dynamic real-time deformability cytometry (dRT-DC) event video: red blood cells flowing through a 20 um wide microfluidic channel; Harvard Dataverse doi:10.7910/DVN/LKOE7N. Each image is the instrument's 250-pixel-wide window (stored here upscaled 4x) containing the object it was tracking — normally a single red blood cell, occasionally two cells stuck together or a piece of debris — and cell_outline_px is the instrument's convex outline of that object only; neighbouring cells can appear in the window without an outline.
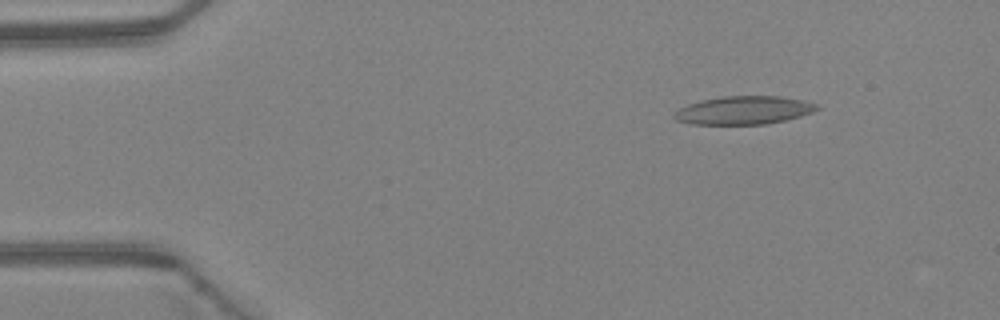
{"species": "Egyptian fruit bat (a non-hibernating species)", "species_latin": "Rousettus aegyptiacus", "temperature_condition": "warm", "stored_images_in_passage": 4, "camera_frame_rate_fps": 3000, "um_per_image_px": 0.085, "animal": {"sex": "female"}, "frame": {"image": 1, "passage_image": 2, "time_ms": 0.333, "image_size_px": [1000, 320], "cell_outline_px": [[820, 108], [812, 112], [800, 116], [784, 120], [764, 124], [692, 124], [676, 120], [672, 116], [680, 108], [688, 104], [704, 100], [724, 96], [780, 96], [804, 100], [816, 104]], "centroid_in_image_um": [63.23, 9.37], "position_along_channel_um": 21.8, "area_um2": 23.24}}
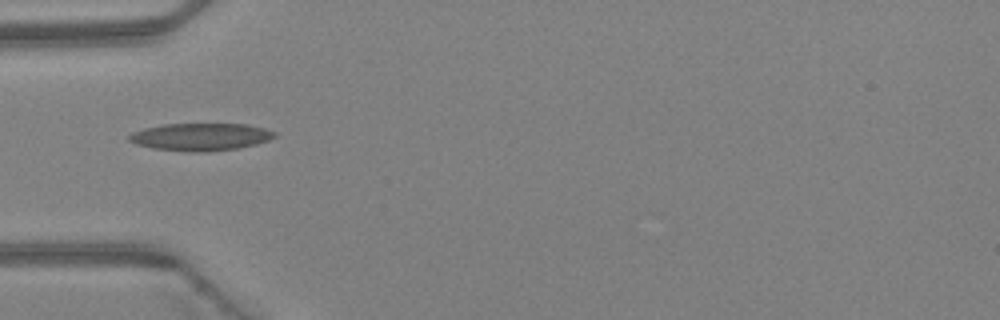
{"frame": {"image": 2, "passage_image": 4, "time_ms": 1.0, "image_size_px": [1000, 320], "cell_outline_px": [[276, 136], [268, 140], [256, 144], [236, 148], [208, 152], [192, 152], [152, 148], [136, 144], [128, 140], [128, 136], [132, 132], [144, 128], [164, 124], [244, 124], [264, 128], [276, 132]], "centroid_in_image_um": [17.03, 11.63], "position_along_channel_um": 68.0, "area_um2": 23.24}}